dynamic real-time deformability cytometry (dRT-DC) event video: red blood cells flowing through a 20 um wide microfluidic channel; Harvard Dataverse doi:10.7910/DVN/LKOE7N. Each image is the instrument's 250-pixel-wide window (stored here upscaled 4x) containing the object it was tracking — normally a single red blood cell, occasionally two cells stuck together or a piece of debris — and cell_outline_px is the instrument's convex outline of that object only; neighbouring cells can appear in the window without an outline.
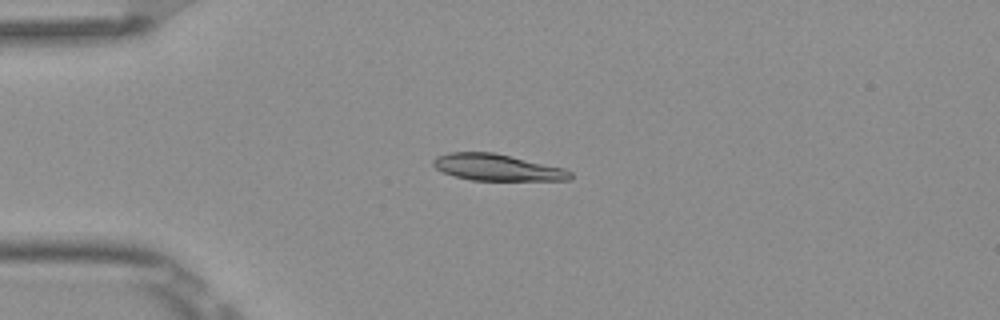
{"species": "Egyptian fruit bat (a non-hibernating species)", "species_latin": "Rousettus aegyptiacus", "temperature_condition": "room temperature", "stored_images_in_passage": 6, "camera_frame_rate_fps": 3000, "um_per_image_px": 0.085, "frame": {"image": 1, "passage_image": 1, "time_ms": 0.0, "image_size_px": [1000, 320], "cell_outline_px": [[572, 176], [568, 180], [472, 180], [456, 176], [444, 172], [436, 168], [432, 164], [432, 160], [436, 156], [448, 152], [492, 152], [564, 168], [572, 172]], "centroid_in_image_um": [42.23, 14.22], "position_along_channel_um": 42.8, "area_um2": 20.98}}
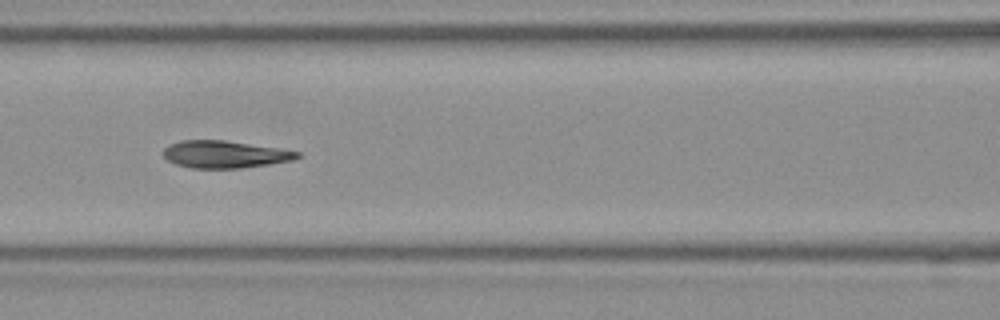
{"frame": {"image": 2, "passage_image": 4, "time_ms": 1.0, "image_size_px": [1000, 320], "cell_outline_px": [[304, 156], [292, 160], [268, 164], [240, 168], [192, 168], [176, 164], [168, 160], [160, 152], [168, 144], [180, 140], [224, 140], [280, 148], [300, 152]], "centroid_in_image_um": [19.09, 13.11], "position_along_channel_um": 147.5, "area_um2": 21.44}}
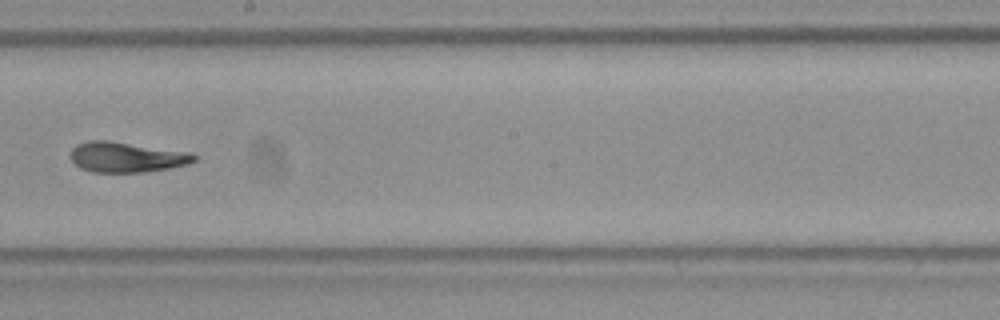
{"frame": {"image": 3, "passage_image": 6, "time_ms": 1.667, "image_size_px": [1000, 320], "cell_outline_px": [[196, 160], [188, 164], [168, 168], [144, 172], [92, 172], [80, 168], [68, 156], [72, 148], [76, 144], [88, 140], [108, 140], [192, 152], [196, 156]], "centroid_in_image_um": [10.73, 13.34], "position_along_channel_um": 237.5, "area_um2": 22.02}}